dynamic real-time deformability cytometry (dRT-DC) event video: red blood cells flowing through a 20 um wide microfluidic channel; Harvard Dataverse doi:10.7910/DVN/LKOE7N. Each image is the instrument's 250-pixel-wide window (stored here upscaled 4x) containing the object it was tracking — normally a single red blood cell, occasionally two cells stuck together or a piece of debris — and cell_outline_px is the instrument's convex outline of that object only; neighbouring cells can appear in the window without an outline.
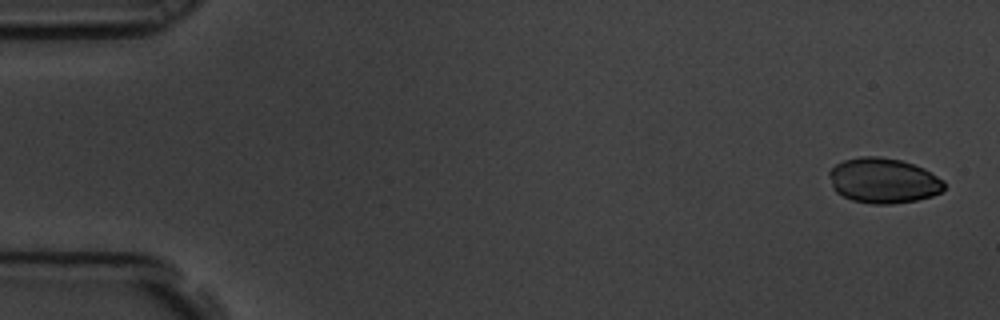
{"species": "common noctule bat (a hibernating species)", "species_latin": "Nyctalus noctula", "temperature_condition": "room temperature", "stored_images_in_passage": 5, "camera_frame_rate_fps": 3000, "um_per_image_px": 0.085, "animal": {"sex": "male", "body_mass_g": 19.5, "forearm_length_mm": 54.6}, "frame": {"image": 1, "passage_image": 1, "time_ms": 0.0, "image_size_px": [1000, 320], "cell_outline_px": [[944, 188], [940, 192], [932, 196], [916, 200], [892, 204], [872, 204], [852, 200], [836, 192], [832, 188], [828, 176], [828, 172], [836, 164], [844, 160], [860, 156], [880, 156], [900, 160], [924, 168], [932, 172], [944, 180]], "centroid_in_image_um": [75.07, 15.35], "position_along_channel_um": 9.9, "area_um2": 30.46}}